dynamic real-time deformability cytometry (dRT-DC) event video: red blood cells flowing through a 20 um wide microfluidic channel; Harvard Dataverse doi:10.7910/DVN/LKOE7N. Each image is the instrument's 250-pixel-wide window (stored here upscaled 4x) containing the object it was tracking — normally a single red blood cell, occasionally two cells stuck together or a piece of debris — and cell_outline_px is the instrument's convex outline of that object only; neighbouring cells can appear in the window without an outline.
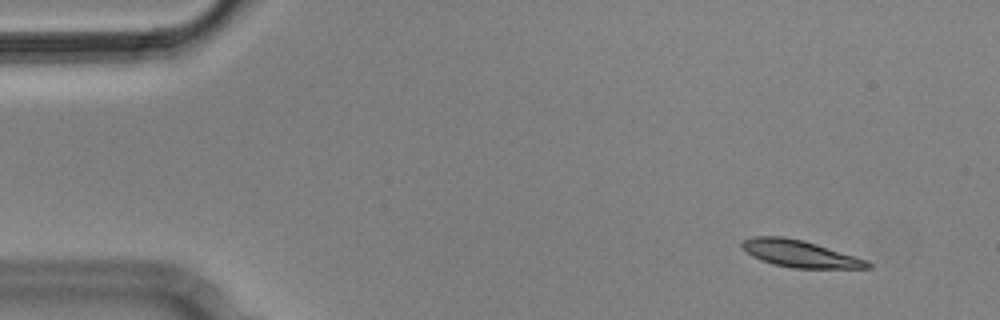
{"species": "Egyptian fruit bat (a non-hibernating species)", "species_latin": "Rousettus aegyptiacus", "temperature_condition": "cold", "stored_images_in_passage": 10, "camera_frame_rate_fps": 3000, "um_per_image_px": 0.085, "animal": {"sex": "male"}, "frame": {"image": 1, "passage_image": 2, "time_ms": 0.333, "image_size_px": [1000, 320], "cell_outline_px": [[872, 268], [792, 268], [772, 264], [760, 260], [752, 256], [740, 248], [740, 240], [752, 236], [784, 236], [804, 240], [868, 260], [872, 264]], "centroid_in_image_um": [67.93, 21.55], "position_along_channel_um": 17.1, "area_um2": 20.06}}
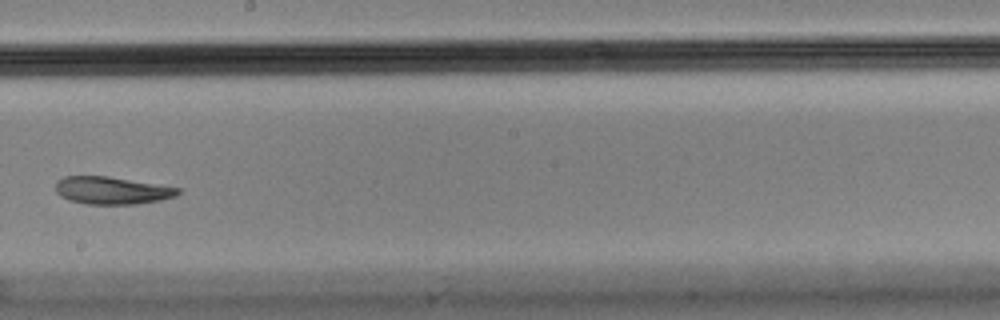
{"frame": {"image": 2, "passage_image": 9, "time_ms": 2.667, "image_size_px": [1000, 320], "cell_outline_px": [[180, 192], [176, 196], [160, 200], [136, 204], [88, 204], [68, 200], [60, 196], [56, 192], [56, 180], [64, 176], [108, 176], [180, 188]], "centroid_in_image_um": [9.48, 16.19], "position_along_channel_um": 238.7, "area_um2": 19.59}}
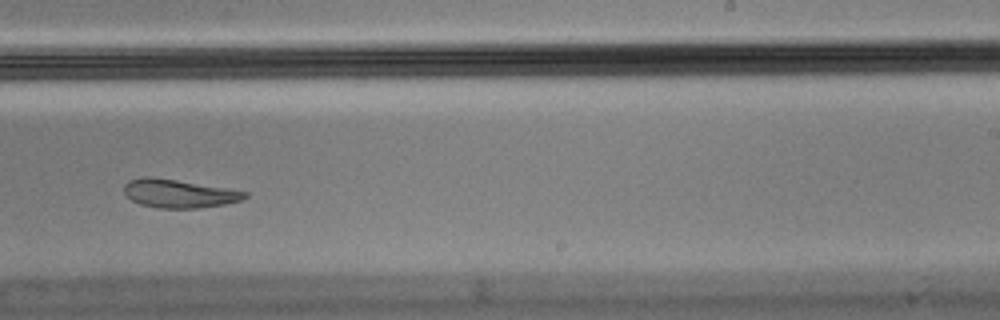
{"frame": {"image": 3, "passage_image": 10, "time_ms": 3.0, "image_size_px": [1000, 320], "cell_outline_px": [[248, 196], [240, 200], [224, 204], [200, 208], [156, 208], [140, 204], [132, 200], [124, 192], [124, 184], [128, 180], [144, 176], [152, 176], [248, 192]], "centroid_in_image_um": [15.15, 16.45], "position_along_channel_um": 273.8, "area_um2": 19.83}}